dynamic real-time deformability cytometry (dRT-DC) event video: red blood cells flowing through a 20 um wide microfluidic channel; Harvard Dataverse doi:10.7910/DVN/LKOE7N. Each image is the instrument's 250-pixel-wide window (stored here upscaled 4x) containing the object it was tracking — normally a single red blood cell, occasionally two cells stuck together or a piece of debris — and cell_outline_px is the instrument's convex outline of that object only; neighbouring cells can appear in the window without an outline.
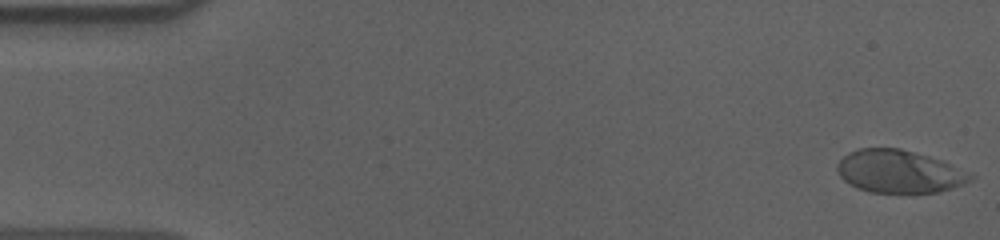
{"species": "human", "species_latin": "Homo sapiens", "temperature_condition": "cold", "stored_images_in_passage": 56, "camera_frame_rate_fps": 3000, "um_per_image_px": 0.085, "donor": {"sex": "male"}, "frame": {"image": 1, "passage_image": 1, "time_ms": 0.0, "image_size_px": [1000, 240], "cell_outline_px": [[976, 176], [964, 184], [952, 188], [936, 192], [868, 192], [856, 188], [848, 184], [840, 176], [836, 168], [836, 164], [848, 152], [860, 148], [900, 148], [928, 156], [940, 160]], "centroid_in_image_um": [76.38, 14.58], "position_along_channel_um": 8.6, "area_um2": 33.0}}
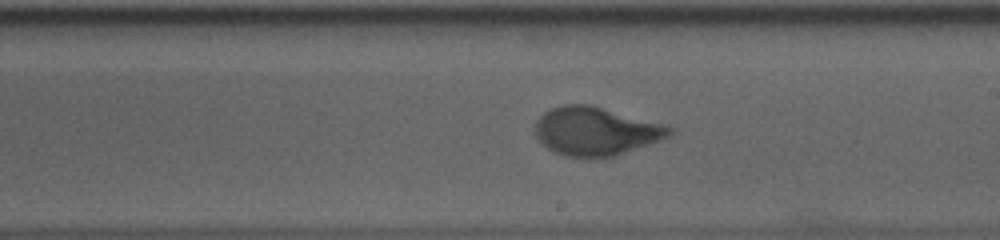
{"frame": {"image": 2, "passage_image": 32, "time_ms": 10.333, "image_size_px": [1000, 240], "cell_outline_px": [[676, 132], [668, 136], [616, 156], [564, 156], [548, 148], [536, 136], [536, 120], [544, 112], [552, 108], [564, 104], [588, 104], [668, 124], [676, 128]], "centroid_in_image_um": [50.69, 11.12], "position_along_channel_um": 238.3, "area_um2": 37.63}}
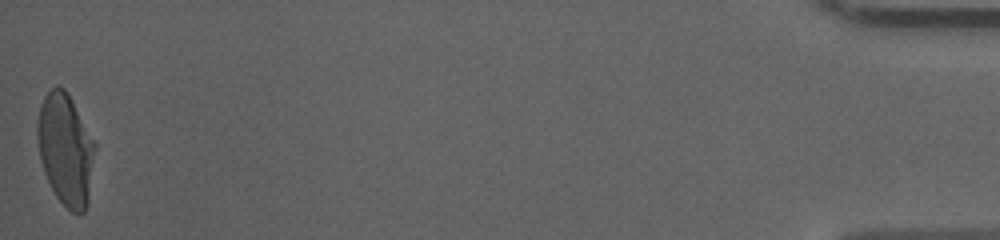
{"frame": {"image": 3, "passage_image": 56, "time_ms": 18.333, "image_size_px": [1000, 240], "cell_outline_px": [[96, 144], [88, 204], [84, 212], [72, 212], [56, 196], [44, 172], [40, 160], [36, 136], [36, 124], [40, 108], [44, 96], [56, 84], [64, 88], [68, 92]], "centroid_in_image_um": [5.57, 12.67], "position_along_channel_um": 429.6, "area_um2": 37.51}, "authors_computed_cell_mechanics": {"area_um2": 36.6163, "velocity_mm_per_s": 3.6023, "shape_relaxation_time_tau1_ms": 4.7276, "shape_relaxation_time_tau2_ms": null, "deformation_change_tau1": 0.1828, "deformation_change_tau2": null}}